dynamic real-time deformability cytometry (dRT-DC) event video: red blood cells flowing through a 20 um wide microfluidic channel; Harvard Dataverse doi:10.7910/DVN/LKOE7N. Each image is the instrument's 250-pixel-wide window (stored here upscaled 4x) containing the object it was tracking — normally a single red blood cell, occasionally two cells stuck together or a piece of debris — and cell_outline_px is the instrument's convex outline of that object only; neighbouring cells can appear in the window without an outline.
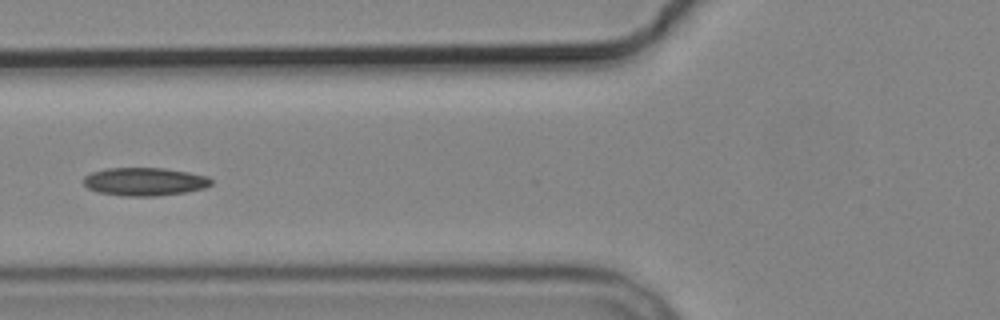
{"species": "common noctule bat (a hibernating species)", "species_latin": "Nyctalus noctula", "temperature_condition": "cold", "stored_images_in_passage": 5, "camera_frame_rate_fps": 3000, "um_per_image_px": 0.085, "animal": {"sex": "male", "body_mass_g": 19.2, "forearm_length_mm": 51.8}, "frame": {"image": 1, "passage_image": 5, "time_ms": 4.667, "image_size_px": [1000, 320], "cell_outline_px": [[212, 184], [204, 188], [184, 192], [156, 196], [124, 196], [96, 192], [88, 188], [84, 184], [84, 176], [92, 172], [108, 168], [164, 168], [188, 172], [208, 176], [212, 180]], "centroid_in_image_um": [12.29, 15.44], "position_along_channel_um": 113.5, "area_um2": 20.92}}